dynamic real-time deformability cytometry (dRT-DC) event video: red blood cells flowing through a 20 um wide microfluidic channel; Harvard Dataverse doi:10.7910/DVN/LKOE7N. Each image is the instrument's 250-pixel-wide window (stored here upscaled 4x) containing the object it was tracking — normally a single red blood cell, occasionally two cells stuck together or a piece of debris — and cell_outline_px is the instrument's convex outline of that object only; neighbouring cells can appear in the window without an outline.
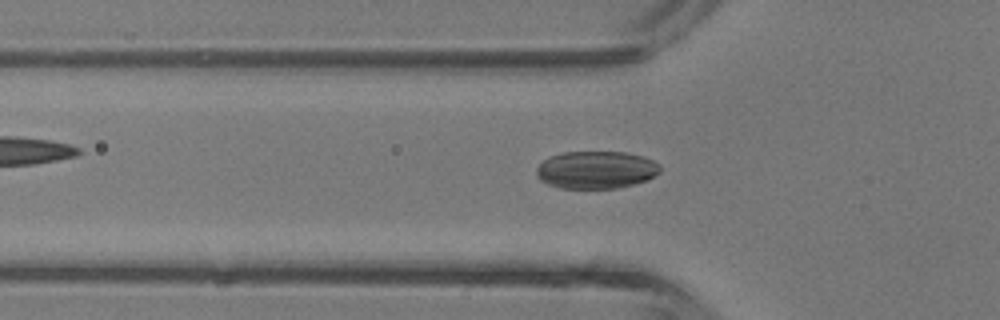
{"species": "common noctule bat (a hibernating species)", "species_latin": "Nyctalus noctula", "temperature_condition": "room temperature", "stored_images_in_passage": 35, "camera_frame_rate_fps": 3000, "um_per_image_px": 0.085, "animal": {"sex": "male", "body_mass_g": 13.3}, "frame": {"image": 1, "passage_image": 12, "time_ms": 3.667, "image_size_px": [1000, 320], "cell_outline_px": [[660, 172], [648, 180], [616, 188], [560, 188], [548, 184], [540, 180], [536, 176], [536, 168], [544, 160], [552, 156], [564, 152], [624, 152], [644, 156], [660, 164]], "centroid_in_image_um": [50.68, 14.44], "position_along_channel_um": 75.1, "area_um2": 27.05}}
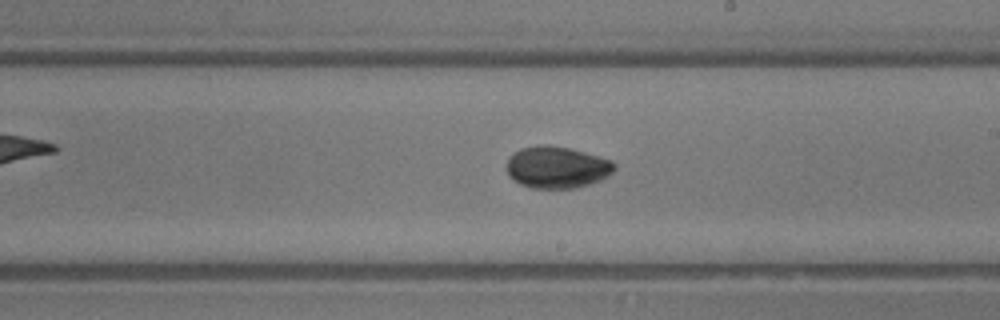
{"frame": {"image": 2, "passage_image": 22, "time_ms": 7.0, "image_size_px": [1000, 320], "cell_outline_px": [[616, 168], [608, 176], [600, 180], [576, 188], [532, 188], [520, 184], [508, 176], [508, 160], [520, 148], [544, 144], [568, 148], [584, 152], [612, 160], [616, 164]], "centroid_in_image_um": [47.36, 14.22], "position_along_channel_um": 241.6, "area_um2": 26.07}}
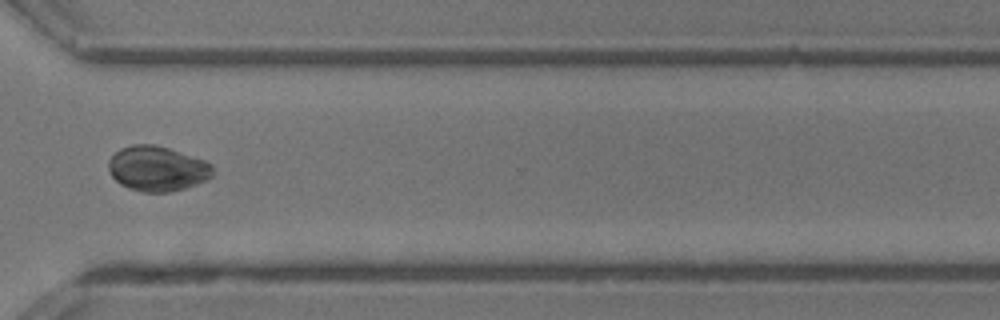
{"frame": {"image": 3, "passage_image": 29, "time_ms": 9.333, "image_size_px": [1000, 320], "cell_outline_px": [[212, 176], [208, 180], [184, 188], [168, 192], [144, 192], [128, 188], [120, 184], [112, 176], [108, 168], [108, 160], [120, 148], [132, 144], [156, 144], [204, 160], [212, 164]], "centroid_in_image_um": [13.35, 14.33], "position_along_channel_um": 357.2, "area_um2": 27.34}, "authors_computed_cell_mechanics": {"area_um2": 27.0504, "velocity_mm_per_s": 4.9722, "shape_relaxation_time_tau1_ms": 3.7722, "shape_relaxation_time_tau2_ms": null, "deformation_change_tau1": 0.1155, "deformation_change_tau2": null}}